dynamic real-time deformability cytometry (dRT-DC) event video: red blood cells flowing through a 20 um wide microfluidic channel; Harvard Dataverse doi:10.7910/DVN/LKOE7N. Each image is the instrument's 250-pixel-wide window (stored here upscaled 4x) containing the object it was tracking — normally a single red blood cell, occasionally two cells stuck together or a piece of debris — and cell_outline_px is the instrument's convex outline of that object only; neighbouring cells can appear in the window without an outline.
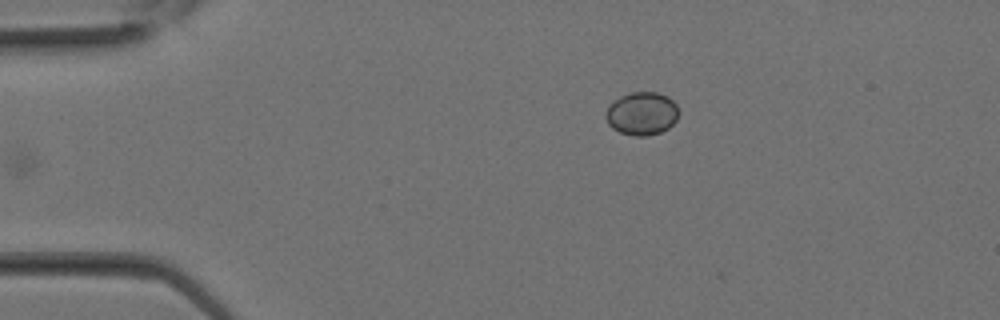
{"species": "Egyptian fruit bat (a non-hibernating species)", "species_latin": "Rousettus aegyptiacus", "temperature_condition": "room temperature", "stored_images_in_passage": 9, "camera_frame_rate_fps": 3000, "um_per_image_px": 0.085, "animal": {"sex": "female"}, "frame": {"image": 1, "passage_image": 1, "time_ms": 0.0, "image_size_px": [1000, 320], "cell_outline_px": [[680, 112], [676, 120], [668, 128], [660, 132], [648, 136], [636, 136], [620, 132], [612, 128], [608, 124], [604, 116], [604, 112], [620, 96], [628, 92], [656, 92], [668, 96], [676, 104]], "centroid_in_image_um": [54.56, 9.65], "position_along_channel_um": 30.4, "area_um2": 18.44}}
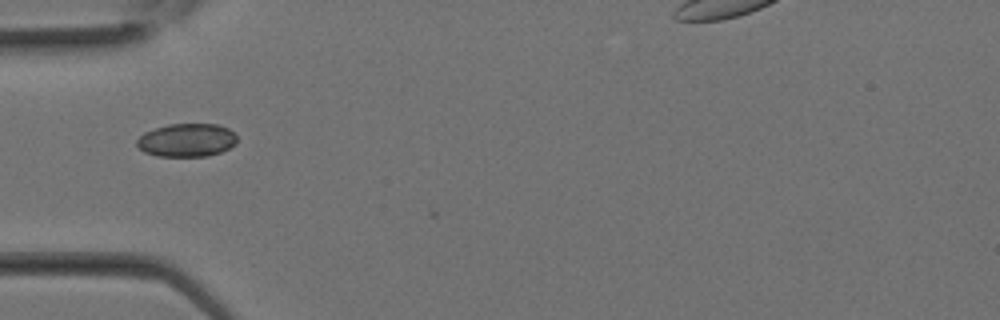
{"frame": {"image": 2, "passage_image": 5, "time_ms": 1.333, "image_size_px": [1000, 320], "cell_outline_px": [[236, 144], [220, 152], [208, 156], [156, 156], [144, 152], [136, 144], [136, 140], [144, 132], [168, 124], [216, 124], [228, 128], [236, 132]], "centroid_in_image_um": [15.88, 11.91], "position_along_channel_um": 69.1, "area_um2": 19.48}}
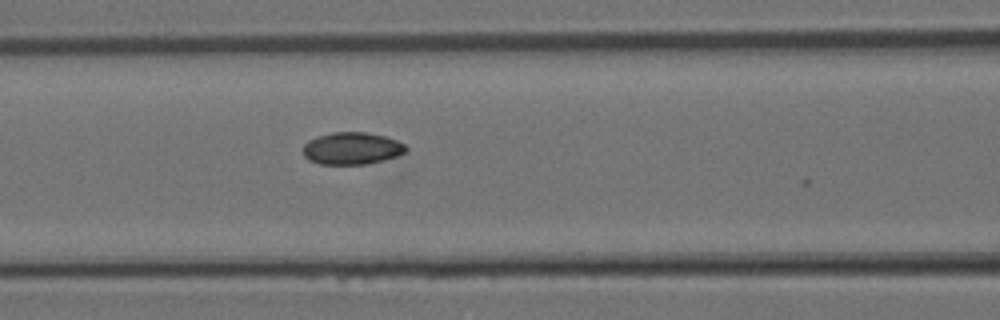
{"frame": {"image": 3, "passage_image": 8, "time_ms": 2.333, "image_size_px": [1000, 320], "cell_outline_px": [[408, 152], [400, 156], [368, 164], [320, 164], [308, 160], [304, 156], [304, 144], [308, 140], [316, 136], [332, 132], [364, 132], [384, 136], [396, 140], [404, 144], [408, 148]], "centroid_in_image_um": [29.94, 12.62], "position_along_channel_um": 136.7, "area_um2": 19.54}}